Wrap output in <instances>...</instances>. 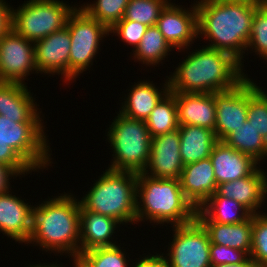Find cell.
Returning <instances> with one entry per match:
<instances>
[{"label": "cell", "instance_id": "cell-1", "mask_svg": "<svg viewBox=\"0 0 267 267\" xmlns=\"http://www.w3.org/2000/svg\"><path fill=\"white\" fill-rule=\"evenodd\" d=\"M259 6L244 1H198V35L211 41L206 47L230 54L242 68L241 60L249 42L253 16Z\"/></svg>", "mask_w": 267, "mask_h": 267}, {"label": "cell", "instance_id": "cell-2", "mask_svg": "<svg viewBox=\"0 0 267 267\" xmlns=\"http://www.w3.org/2000/svg\"><path fill=\"white\" fill-rule=\"evenodd\" d=\"M168 77L170 92L216 93L233 89L247 75L230 54L203 47L189 54Z\"/></svg>", "mask_w": 267, "mask_h": 267}, {"label": "cell", "instance_id": "cell-3", "mask_svg": "<svg viewBox=\"0 0 267 267\" xmlns=\"http://www.w3.org/2000/svg\"><path fill=\"white\" fill-rule=\"evenodd\" d=\"M72 197L64 192L33 206L28 243H37L46 252L70 253V256L80 254V202Z\"/></svg>", "mask_w": 267, "mask_h": 267}, {"label": "cell", "instance_id": "cell-4", "mask_svg": "<svg viewBox=\"0 0 267 267\" xmlns=\"http://www.w3.org/2000/svg\"><path fill=\"white\" fill-rule=\"evenodd\" d=\"M136 199V222L149 219L156 224L178 226L196 219L197 209L185 197L180 180L157 179L138 173Z\"/></svg>", "mask_w": 267, "mask_h": 267}, {"label": "cell", "instance_id": "cell-5", "mask_svg": "<svg viewBox=\"0 0 267 267\" xmlns=\"http://www.w3.org/2000/svg\"><path fill=\"white\" fill-rule=\"evenodd\" d=\"M137 173L106 169L79 202L84 210L116 219L120 224L136 222Z\"/></svg>", "mask_w": 267, "mask_h": 267}, {"label": "cell", "instance_id": "cell-6", "mask_svg": "<svg viewBox=\"0 0 267 267\" xmlns=\"http://www.w3.org/2000/svg\"><path fill=\"white\" fill-rule=\"evenodd\" d=\"M107 136L113 150L111 170L143 173L151 150V136L144 120L130 119L121 113L110 125Z\"/></svg>", "mask_w": 267, "mask_h": 267}, {"label": "cell", "instance_id": "cell-7", "mask_svg": "<svg viewBox=\"0 0 267 267\" xmlns=\"http://www.w3.org/2000/svg\"><path fill=\"white\" fill-rule=\"evenodd\" d=\"M75 8L59 0H29L18 9L12 8L11 27L35 43L66 27Z\"/></svg>", "mask_w": 267, "mask_h": 267}, {"label": "cell", "instance_id": "cell-8", "mask_svg": "<svg viewBox=\"0 0 267 267\" xmlns=\"http://www.w3.org/2000/svg\"><path fill=\"white\" fill-rule=\"evenodd\" d=\"M66 27L71 37L69 53V81L92 65L100 40L109 35V29L77 7L68 17Z\"/></svg>", "mask_w": 267, "mask_h": 267}, {"label": "cell", "instance_id": "cell-9", "mask_svg": "<svg viewBox=\"0 0 267 267\" xmlns=\"http://www.w3.org/2000/svg\"><path fill=\"white\" fill-rule=\"evenodd\" d=\"M44 127L42 123H18L0 115V138L35 171L51 163Z\"/></svg>", "mask_w": 267, "mask_h": 267}, {"label": "cell", "instance_id": "cell-10", "mask_svg": "<svg viewBox=\"0 0 267 267\" xmlns=\"http://www.w3.org/2000/svg\"><path fill=\"white\" fill-rule=\"evenodd\" d=\"M172 227L173 240L168 247V255L164 257L166 265L168 267H211V242L203 225L195 219L188 224Z\"/></svg>", "mask_w": 267, "mask_h": 267}, {"label": "cell", "instance_id": "cell-11", "mask_svg": "<svg viewBox=\"0 0 267 267\" xmlns=\"http://www.w3.org/2000/svg\"><path fill=\"white\" fill-rule=\"evenodd\" d=\"M34 70L37 72L34 43L11 27L0 38V81L23 84Z\"/></svg>", "mask_w": 267, "mask_h": 267}, {"label": "cell", "instance_id": "cell-12", "mask_svg": "<svg viewBox=\"0 0 267 267\" xmlns=\"http://www.w3.org/2000/svg\"><path fill=\"white\" fill-rule=\"evenodd\" d=\"M216 124L214 133L223 141L247 119L249 101V78L246 76L233 89L214 93Z\"/></svg>", "mask_w": 267, "mask_h": 267}, {"label": "cell", "instance_id": "cell-13", "mask_svg": "<svg viewBox=\"0 0 267 267\" xmlns=\"http://www.w3.org/2000/svg\"><path fill=\"white\" fill-rule=\"evenodd\" d=\"M183 168L179 129L151 137L150 157L143 171L145 175L157 179L179 180Z\"/></svg>", "mask_w": 267, "mask_h": 267}, {"label": "cell", "instance_id": "cell-14", "mask_svg": "<svg viewBox=\"0 0 267 267\" xmlns=\"http://www.w3.org/2000/svg\"><path fill=\"white\" fill-rule=\"evenodd\" d=\"M189 9L169 2L160 13L156 26L172 48H187L199 37L196 3Z\"/></svg>", "mask_w": 267, "mask_h": 267}, {"label": "cell", "instance_id": "cell-15", "mask_svg": "<svg viewBox=\"0 0 267 267\" xmlns=\"http://www.w3.org/2000/svg\"><path fill=\"white\" fill-rule=\"evenodd\" d=\"M71 37L67 27L34 43L35 65L39 73L61 74L69 80ZM66 79V80H65Z\"/></svg>", "mask_w": 267, "mask_h": 267}, {"label": "cell", "instance_id": "cell-16", "mask_svg": "<svg viewBox=\"0 0 267 267\" xmlns=\"http://www.w3.org/2000/svg\"><path fill=\"white\" fill-rule=\"evenodd\" d=\"M9 192L0 195V232L16 242L28 244L32 232L33 206Z\"/></svg>", "mask_w": 267, "mask_h": 267}, {"label": "cell", "instance_id": "cell-17", "mask_svg": "<svg viewBox=\"0 0 267 267\" xmlns=\"http://www.w3.org/2000/svg\"><path fill=\"white\" fill-rule=\"evenodd\" d=\"M209 158L214 168L217 186L249 176L259 165L251 156L235 150L224 141L214 144Z\"/></svg>", "mask_w": 267, "mask_h": 267}, {"label": "cell", "instance_id": "cell-18", "mask_svg": "<svg viewBox=\"0 0 267 267\" xmlns=\"http://www.w3.org/2000/svg\"><path fill=\"white\" fill-rule=\"evenodd\" d=\"M257 167L249 176L239 178L231 182H225L217 186L220 196L233 199L242 204L253 215L258 214L267 195V175L264 170Z\"/></svg>", "mask_w": 267, "mask_h": 267}, {"label": "cell", "instance_id": "cell-19", "mask_svg": "<svg viewBox=\"0 0 267 267\" xmlns=\"http://www.w3.org/2000/svg\"><path fill=\"white\" fill-rule=\"evenodd\" d=\"M34 102L25 83L0 81V115L18 123H42Z\"/></svg>", "mask_w": 267, "mask_h": 267}, {"label": "cell", "instance_id": "cell-20", "mask_svg": "<svg viewBox=\"0 0 267 267\" xmlns=\"http://www.w3.org/2000/svg\"><path fill=\"white\" fill-rule=\"evenodd\" d=\"M176 99L179 125L215 129L216 102L214 93L171 92Z\"/></svg>", "mask_w": 267, "mask_h": 267}, {"label": "cell", "instance_id": "cell-21", "mask_svg": "<svg viewBox=\"0 0 267 267\" xmlns=\"http://www.w3.org/2000/svg\"><path fill=\"white\" fill-rule=\"evenodd\" d=\"M185 197L196 209L217 191L214 168L210 158L185 165L180 176Z\"/></svg>", "mask_w": 267, "mask_h": 267}, {"label": "cell", "instance_id": "cell-22", "mask_svg": "<svg viewBox=\"0 0 267 267\" xmlns=\"http://www.w3.org/2000/svg\"><path fill=\"white\" fill-rule=\"evenodd\" d=\"M117 224L120 225L114 218L84 210L80 206V253L96 247L116 245L110 239Z\"/></svg>", "mask_w": 267, "mask_h": 267}, {"label": "cell", "instance_id": "cell-23", "mask_svg": "<svg viewBox=\"0 0 267 267\" xmlns=\"http://www.w3.org/2000/svg\"><path fill=\"white\" fill-rule=\"evenodd\" d=\"M253 214L242 204L217 192L210 196L196 211L200 223L238 224Z\"/></svg>", "mask_w": 267, "mask_h": 267}, {"label": "cell", "instance_id": "cell-24", "mask_svg": "<svg viewBox=\"0 0 267 267\" xmlns=\"http://www.w3.org/2000/svg\"><path fill=\"white\" fill-rule=\"evenodd\" d=\"M163 87V91H160L150 81L135 83L119 112L127 118L145 121L158 102L170 91L168 79Z\"/></svg>", "mask_w": 267, "mask_h": 267}, {"label": "cell", "instance_id": "cell-25", "mask_svg": "<svg viewBox=\"0 0 267 267\" xmlns=\"http://www.w3.org/2000/svg\"><path fill=\"white\" fill-rule=\"evenodd\" d=\"M180 157L183 165L209 158L218 141L213 130L193 125H179Z\"/></svg>", "mask_w": 267, "mask_h": 267}, {"label": "cell", "instance_id": "cell-26", "mask_svg": "<svg viewBox=\"0 0 267 267\" xmlns=\"http://www.w3.org/2000/svg\"><path fill=\"white\" fill-rule=\"evenodd\" d=\"M208 232L210 242L245 251L252 249L253 215L238 224L201 223Z\"/></svg>", "mask_w": 267, "mask_h": 267}, {"label": "cell", "instance_id": "cell-27", "mask_svg": "<svg viewBox=\"0 0 267 267\" xmlns=\"http://www.w3.org/2000/svg\"><path fill=\"white\" fill-rule=\"evenodd\" d=\"M223 141L235 150L251 156L259 164L267 156V141L247 119L244 125L235 129Z\"/></svg>", "mask_w": 267, "mask_h": 267}, {"label": "cell", "instance_id": "cell-28", "mask_svg": "<svg viewBox=\"0 0 267 267\" xmlns=\"http://www.w3.org/2000/svg\"><path fill=\"white\" fill-rule=\"evenodd\" d=\"M145 123L151 137L179 128L176 99L170 91L158 102Z\"/></svg>", "mask_w": 267, "mask_h": 267}, {"label": "cell", "instance_id": "cell-29", "mask_svg": "<svg viewBox=\"0 0 267 267\" xmlns=\"http://www.w3.org/2000/svg\"><path fill=\"white\" fill-rule=\"evenodd\" d=\"M171 45L165 40L156 25L149 26L144 33L140 44L133 51L134 59L146 65H156L170 52Z\"/></svg>", "mask_w": 267, "mask_h": 267}, {"label": "cell", "instance_id": "cell-30", "mask_svg": "<svg viewBox=\"0 0 267 267\" xmlns=\"http://www.w3.org/2000/svg\"><path fill=\"white\" fill-rule=\"evenodd\" d=\"M247 120L267 141V93L250 78Z\"/></svg>", "mask_w": 267, "mask_h": 267}, {"label": "cell", "instance_id": "cell-31", "mask_svg": "<svg viewBox=\"0 0 267 267\" xmlns=\"http://www.w3.org/2000/svg\"><path fill=\"white\" fill-rule=\"evenodd\" d=\"M129 0H96L94 4L80 6L90 17L109 30L124 17Z\"/></svg>", "mask_w": 267, "mask_h": 267}, {"label": "cell", "instance_id": "cell-32", "mask_svg": "<svg viewBox=\"0 0 267 267\" xmlns=\"http://www.w3.org/2000/svg\"><path fill=\"white\" fill-rule=\"evenodd\" d=\"M168 0H129L123 19L154 26Z\"/></svg>", "mask_w": 267, "mask_h": 267}, {"label": "cell", "instance_id": "cell-33", "mask_svg": "<svg viewBox=\"0 0 267 267\" xmlns=\"http://www.w3.org/2000/svg\"><path fill=\"white\" fill-rule=\"evenodd\" d=\"M120 248L118 245L96 247L80 255L91 267H128L125 251L123 252Z\"/></svg>", "mask_w": 267, "mask_h": 267}, {"label": "cell", "instance_id": "cell-34", "mask_svg": "<svg viewBox=\"0 0 267 267\" xmlns=\"http://www.w3.org/2000/svg\"><path fill=\"white\" fill-rule=\"evenodd\" d=\"M263 214L259 212L253 215L250 257L257 267H267V213Z\"/></svg>", "mask_w": 267, "mask_h": 267}, {"label": "cell", "instance_id": "cell-35", "mask_svg": "<svg viewBox=\"0 0 267 267\" xmlns=\"http://www.w3.org/2000/svg\"><path fill=\"white\" fill-rule=\"evenodd\" d=\"M254 48L255 54L267 57V3L260 5L254 13L252 30L246 49Z\"/></svg>", "mask_w": 267, "mask_h": 267}, {"label": "cell", "instance_id": "cell-36", "mask_svg": "<svg viewBox=\"0 0 267 267\" xmlns=\"http://www.w3.org/2000/svg\"><path fill=\"white\" fill-rule=\"evenodd\" d=\"M147 28V25L137 21L121 19L109 30V32L117 34L123 42H126L131 46L134 45L136 49Z\"/></svg>", "mask_w": 267, "mask_h": 267}, {"label": "cell", "instance_id": "cell-37", "mask_svg": "<svg viewBox=\"0 0 267 267\" xmlns=\"http://www.w3.org/2000/svg\"><path fill=\"white\" fill-rule=\"evenodd\" d=\"M249 257L245 251L210 243L211 265L239 264L245 262Z\"/></svg>", "mask_w": 267, "mask_h": 267}, {"label": "cell", "instance_id": "cell-38", "mask_svg": "<svg viewBox=\"0 0 267 267\" xmlns=\"http://www.w3.org/2000/svg\"><path fill=\"white\" fill-rule=\"evenodd\" d=\"M0 164L14 169L19 175L34 171V169L10 146L0 138Z\"/></svg>", "mask_w": 267, "mask_h": 267}, {"label": "cell", "instance_id": "cell-39", "mask_svg": "<svg viewBox=\"0 0 267 267\" xmlns=\"http://www.w3.org/2000/svg\"><path fill=\"white\" fill-rule=\"evenodd\" d=\"M0 0V38L11 28L12 8Z\"/></svg>", "mask_w": 267, "mask_h": 267}, {"label": "cell", "instance_id": "cell-40", "mask_svg": "<svg viewBox=\"0 0 267 267\" xmlns=\"http://www.w3.org/2000/svg\"><path fill=\"white\" fill-rule=\"evenodd\" d=\"M12 176L17 177L20 175L11 167L4 164H0V195L9 191V179Z\"/></svg>", "mask_w": 267, "mask_h": 267}, {"label": "cell", "instance_id": "cell-41", "mask_svg": "<svg viewBox=\"0 0 267 267\" xmlns=\"http://www.w3.org/2000/svg\"><path fill=\"white\" fill-rule=\"evenodd\" d=\"M134 267H168L165 262L163 254H156L151 256H145L139 260Z\"/></svg>", "mask_w": 267, "mask_h": 267}, {"label": "cell", "instance_id": "cell-42", "mask_svg": "<svg viewBox=\"0 0 267 267\" xmlns=\"http://www.w3.org/2000/svg\"><path fill=\"white\" fill-rule=\"evenodd\" d=\"M211 267H257L255 262L249 257L245 262L239 264H220Z\"/></svg>", "mask_w": 267, "mask_h": 267}, {"label": "cell", "instance_id": "cell-43", "mask_svg": "<svg viewBox=\"0 0 267 267\" xmlns=\"http://www.w3.org/2000/svg\"><path fill=\"white\" fill-rule=\"evenodd\" d=\"M71 257L74 258V267H91V265L80 254Z\"/></svg>", "mask_w": 267, "mask_h": 267}, {"label": "cell", "instance_id": "cell-44", "mask_svg": "<svg viewBox=\"0 0 267 267\" xmlns=\"http://www.w3.org/2000/svg\"><path fill=\"white\" fill-rule=\"evenodd\" d=\"M225 1H244V2H250L252 4H258V5H263L267 3V0H225Z\"/></svg>", "mask_w": 267, "mask_h": 267}, {"label": "cell", "instance_id": "cell-45", "mask_svg": "<svg viewBox=\"0 0 267 267\" xmlns=\"http://www.w3.org/2000/svg\"><path fill=\"white\" fill-rule=\"evenodd\" d=\"M29 267H63V266H60V265H58V264H57V265H56V264H51V265H50V264H49V265H44V264H42V265H41V263H40L39 265H38V264H36V266H35V265H33V266L30 265Z\"/></svg>", "mask_w": 267, "mask_h": 267}]
</instances>
